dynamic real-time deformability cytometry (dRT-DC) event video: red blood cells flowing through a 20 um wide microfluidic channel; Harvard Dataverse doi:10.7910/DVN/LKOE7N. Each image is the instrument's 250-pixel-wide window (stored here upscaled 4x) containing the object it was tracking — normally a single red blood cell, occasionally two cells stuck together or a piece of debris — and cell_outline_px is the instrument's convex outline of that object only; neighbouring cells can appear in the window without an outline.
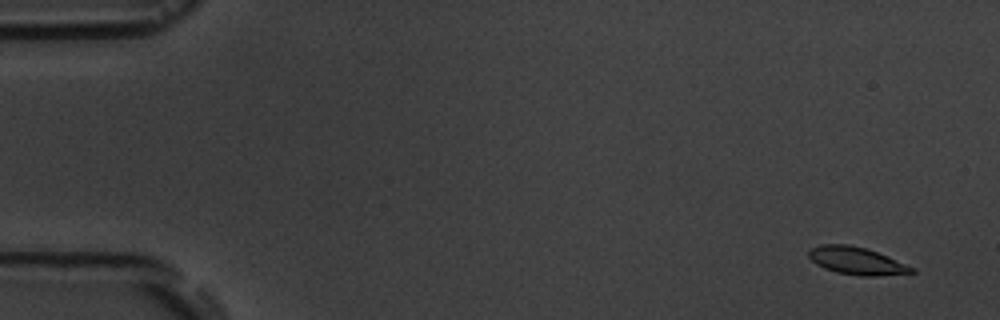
{"species": "common noctule bat (a hibernating species)", "species_latin": "Nyctalus noctula", "temperature_condition": "room temperature", "stored_images_in_passage": 6, "camera_frame_rate_fps": 3000, "um_per_image_px": 0.085, "animal": {"sex": "male", "body_mass_g": 19.5, "forearm_length_mm": 54.6}, "frame": {"image": 1, "passage_image": 2, "time_ms": 1.0, "image_size_px": [1000, 320], "cell_outline_px": [[916, 272], [880, 276], [860, 276], [836, 272], [824, 268], [816, 264], [808, 256], [808, 248], [820, 244], [848, 244], [864, 248], [876, 252], [916, 268]], "centroid_in_image_um": [72.78, 22.17], "position_along_channel_um": 12.2, "area_um2": 16.53}}
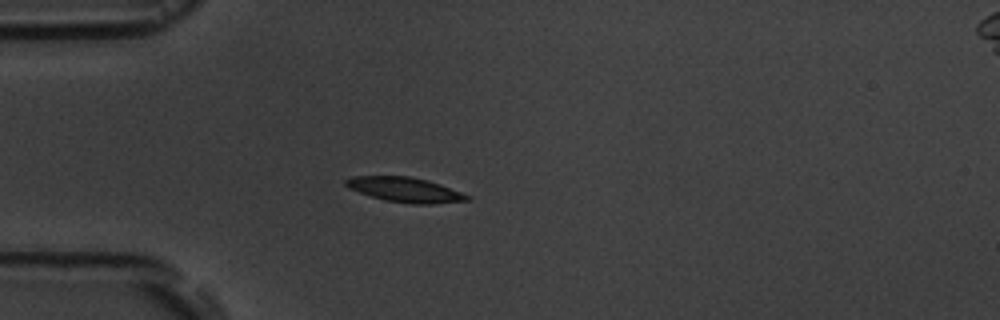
{"frame": {"image": 2, "passage_image": 5, "time_ms": 5.333, "image_size_px": [1000, 320], "cell_outline_px": [[472, 200], [432, 204], [412, 204], [384, 200], [348, 188], [344, 184], [344, 180], [352, 176], [408, 176], [428, 180], [440, 184], [472, 196]], "centroid_in_image_um": [34.46, 16.13], "position_along_channel_um": 50.5, "area_um2": 17.63}}